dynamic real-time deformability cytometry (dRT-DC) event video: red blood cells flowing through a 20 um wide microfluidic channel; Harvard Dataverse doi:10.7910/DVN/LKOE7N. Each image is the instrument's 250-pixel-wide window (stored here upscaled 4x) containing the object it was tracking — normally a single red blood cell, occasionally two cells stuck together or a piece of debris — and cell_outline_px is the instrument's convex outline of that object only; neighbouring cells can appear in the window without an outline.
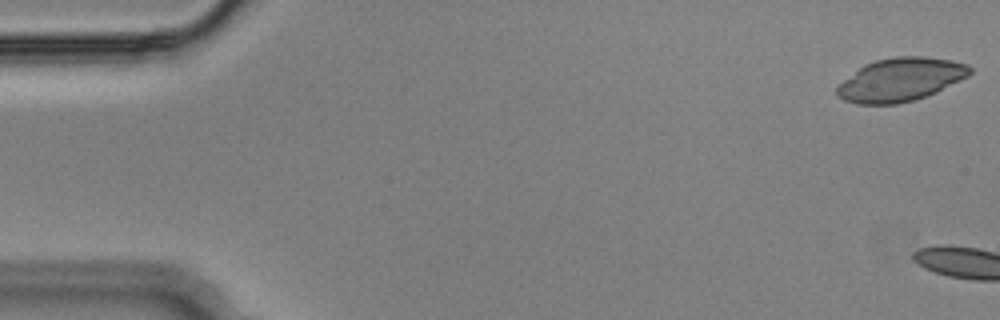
{"species": "Egyptian fruit bat (a non-hibernating species)", "species_latin": "Rousettus aegyptiacus", "temperature_condition": "cold", "stored_images_in_passage": 4, "camera_frame_rate_fps": 3000, "um_per_image_px": 0.085, "animal": {"sex": "male"}, "frame": {"image": 1, "passage_image": 1, "time_ms": 0.0, "image_size_px": [1000, 320], "cell_outline_px": [[972, 72], [968, 76], [936, 92], [916, 100], [896, 104], [856, 104], [844, 100], [836, 96], [836, 88], [844, 80], [864, 64], [876, 60], [896, 56], [924, 56], [952, 60], [968, 64], [972, 68]], "centroid_in_image_um": [76.56, 6.77], "position_along_channel_um": 8.4, "area_um2": 33.58}}